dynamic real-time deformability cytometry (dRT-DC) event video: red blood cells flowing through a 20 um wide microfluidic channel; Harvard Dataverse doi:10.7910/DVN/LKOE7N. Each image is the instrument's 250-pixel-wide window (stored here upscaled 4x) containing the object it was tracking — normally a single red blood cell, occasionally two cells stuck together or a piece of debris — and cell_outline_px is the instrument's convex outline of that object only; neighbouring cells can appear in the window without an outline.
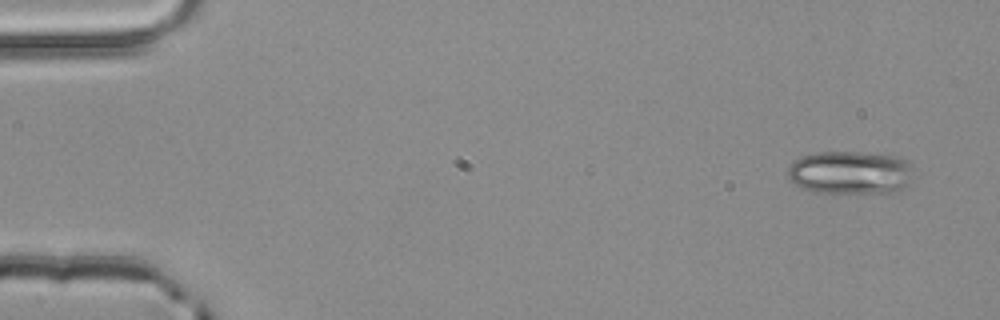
{"species": "common noctule bat (a hibernating species)", "species_latin": "Nyctalus noctula", "temperature_condition": "room temperature", "stored_images_in_passage": 3, "camera_frame_rate_fps": 3000, "um_per_image_px": 0.085, "animal": {"sex": "male", "body_mass_g": 20.4}, "frame": {"image": 1, "passage_image": 1, "time_ms": 0.0, "image_size_px": [1000, 320], "cell_outline_px": [[912, 180], [900, 192], [812, 192], [800, 188], [788, 176], [788, 164], [800, 156], [820, 152], [860, 152], [900, 156], [908, 160], [912, 164]], "centroid_in_image_um": [72.31, 14.65], "position_along_channel_um": 12.7, "area_um2": 32.08}}